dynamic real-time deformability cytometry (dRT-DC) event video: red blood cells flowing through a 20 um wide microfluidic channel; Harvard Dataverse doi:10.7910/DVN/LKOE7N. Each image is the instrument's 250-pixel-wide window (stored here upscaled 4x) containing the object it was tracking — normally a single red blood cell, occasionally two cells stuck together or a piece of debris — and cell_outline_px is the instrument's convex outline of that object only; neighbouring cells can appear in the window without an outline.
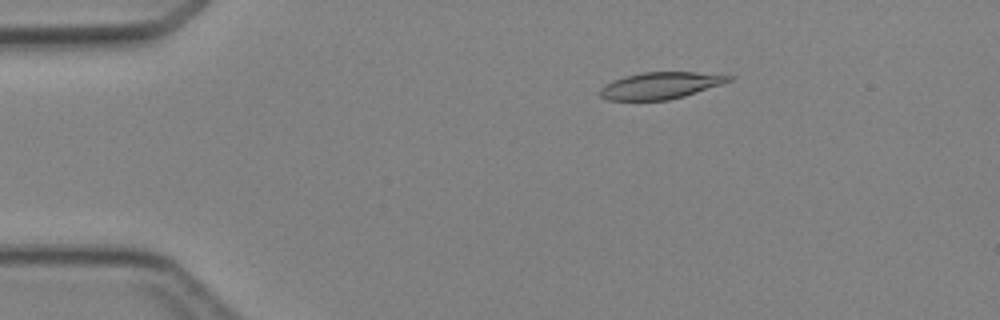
{"species": "Egyptian fruit bat (a non-hibernating species)", "species_latin": "Rousettus aegyptiacus", "temperature_condition": "cold", "stored_images_in_passage": 5, "camera_frame_rate_fps": 3000, "um_per_image_px": 0.085, "animal": {"sex": "female"}, "frame": {"image": 1, "passage_image": 2, "time_ms": 1.333, "image_size_px": [1000, 320], "cell_outline_px": [[736, 76], [732, 80], [724, 84], [684, 96], [668, 100], [608, 100], [600, 96], [600, 88], [604, 84], [612, 80], [624, 76], [640, 72], [696, 72]], "centroid_in_image_um": [56.15, 7.26], "position_along_channel_um": 28.8, "area_um2": 20.29}}
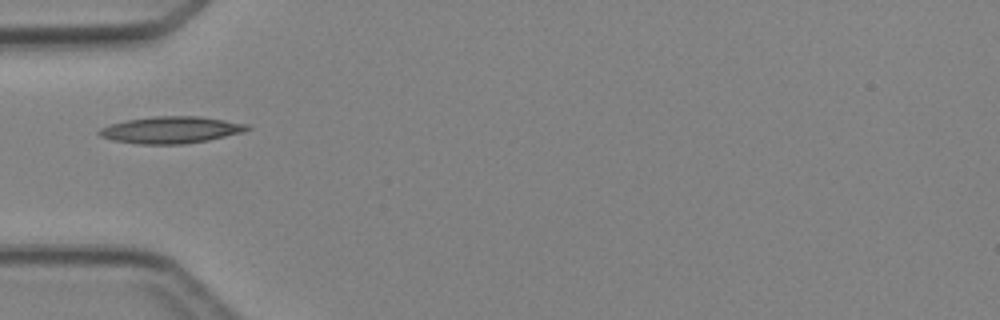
{"frame": {"image": 2, "passage_image": 4, "time_ms": 3.667, "image_size_px": [1000, 320], "cell_outline_px": [[252, 128], [244, 132], [208, 140], [184, 144], [136, 144], [112, 140], [100, 136], [96, 132], [100, 128], [112, 124], [128, 120], [152, 116], [200, 116], [248, 124]], "centroid_in_image_um": [14.54, 11.04], "position_along_channel_um": 70.5, "area_um2": 23.18}}
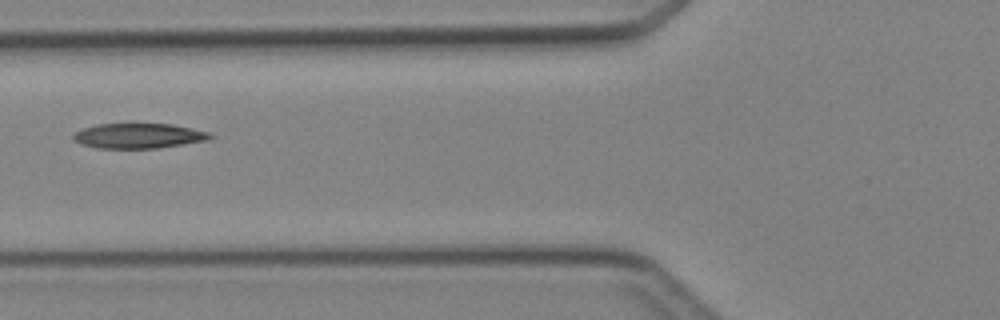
{"frame": {"image": 3, "passage_image": 5, "time_ms": 4.667, "image_size_px": [1000, 320], "cell_outline_px": [[216, 136], [208, 140], [156, 148], [96, 148], [80, 144], [72, 140], [72, 136], [76, 132], [84, 128], [96, 124], [128, 120], [172, 124], [212, 132]], "centroid_in_image_um": [11.77, 11.49], "position_along_channel_um": 114.0, "area_um2": 21.15}}